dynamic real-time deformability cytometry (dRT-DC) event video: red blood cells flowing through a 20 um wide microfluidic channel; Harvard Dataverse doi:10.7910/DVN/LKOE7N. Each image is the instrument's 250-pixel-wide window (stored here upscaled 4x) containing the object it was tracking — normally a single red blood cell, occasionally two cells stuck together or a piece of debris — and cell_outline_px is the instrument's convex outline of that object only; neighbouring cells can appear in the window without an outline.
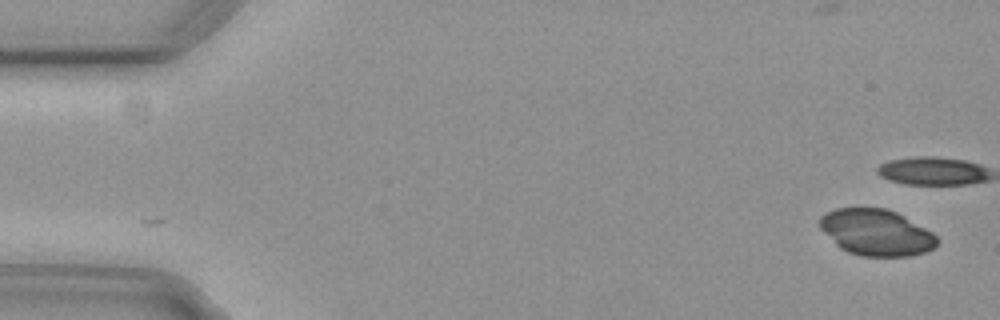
{"species": "common noctule bat (a hibernating species)", "species_latin": "Nyctalus noctula", "temperature_condition": "cold", "stored_images_in_passage": 8, "camera_frame_rate_fps": 3000, "um_per_image_px": 0.085, "animal": {"sex": "female", "body_mass_g": 29.2, "forearm_length_mm": 56.3}, "frame": {"image": 1, "passage_image": 1, "time_ms": 0.0, "image_size_px": [1000, 320], "cell_outline_px": [[940, 240], [936, 248], [924, 252], [908, 256], [860, 256], [848, 252], [840, 248], [820, 228], [820, 216], [836, 208], [888, 208], [904, 216], [932, 232]], "centroid_in_image_um": [74.51, 19.76], "position_along_channel_um": 10.5, "area_um2": 31.62}}